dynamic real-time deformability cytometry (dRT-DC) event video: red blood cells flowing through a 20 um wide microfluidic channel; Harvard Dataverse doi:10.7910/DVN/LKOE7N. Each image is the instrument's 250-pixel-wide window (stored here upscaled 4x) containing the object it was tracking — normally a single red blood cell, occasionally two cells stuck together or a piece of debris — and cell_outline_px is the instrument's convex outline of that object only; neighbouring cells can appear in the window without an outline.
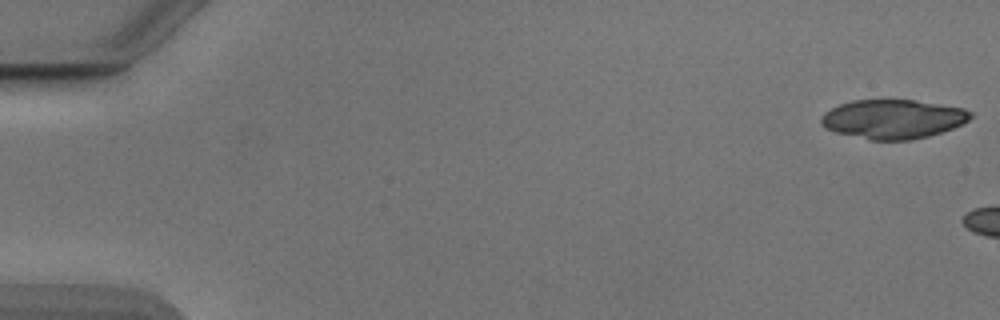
{"species": "Egyptian fruit bat (a non-hibernating species)", "species_latin": "Rousettus aegyptiacus", "temperature_condition": "cold", "stored_images_in_passage": 5, "camera_frame_rate_fps": 3000, "um_per_image_px": 0.085, "animal": {"sex": "male"}, "frame": {"image": 1, "passage_image": 1, "time_ms": 0.0, "image_size_px": [1000, 320], "cell_outline_px": [[972, 116], [968, 120], [952, 128], [928, 136], [912, 140], [872, 140], [836, 132], [824, 128], [820, 120], [820, 116], [824, 112], [840, 104], [852, 100], [912, 100], [964, 108], [972, 112]], "centroid_in_image_um": [75.88, 10.12], "position_along_channel_um": 9.1, "area_um2": 33.87}}